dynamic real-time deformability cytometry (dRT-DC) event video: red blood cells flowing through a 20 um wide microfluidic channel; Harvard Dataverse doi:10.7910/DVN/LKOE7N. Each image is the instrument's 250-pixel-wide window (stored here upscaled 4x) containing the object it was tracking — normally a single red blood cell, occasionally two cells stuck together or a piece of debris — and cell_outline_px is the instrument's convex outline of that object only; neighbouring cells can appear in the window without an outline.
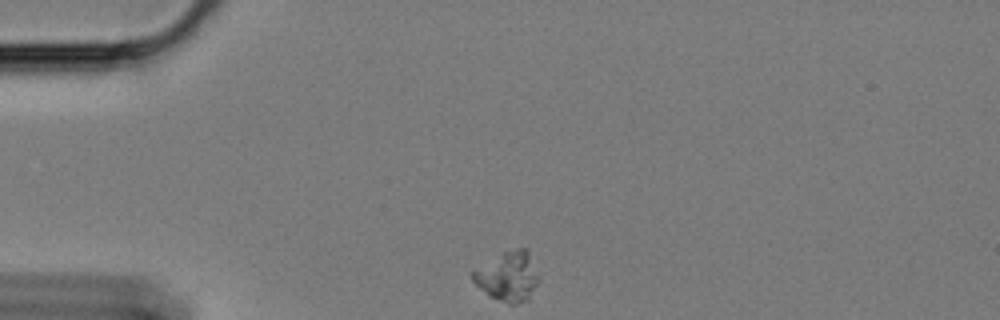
{"species": "Egyptian fruit bat (a non-hibernating species)", "species_latin": "Rousettus aegyptiacus", "temperature_condition": "cold", "stored_images_in_passage": 47, "camera_frame_rate_fps": 3000, "um_per_image_px": 0.085, "animal": {"sex": "female"}, "frame": {"image": 1, "passage_image": 1, "time_ms": 0.0, "image_size_px": [1000, 320], "cell_outline_px": [[536, 284], [528, 300], [516, 304], [508, 304], [492, 296], [480, 288], [472, 280], [472, 272], [504, 252], [520, 248], [528, 248], [536, 276]], "centroid_in_image_um": [43.17, 23.51], "position_along_channel_um": 41.8, "area_um2": 18.09}}
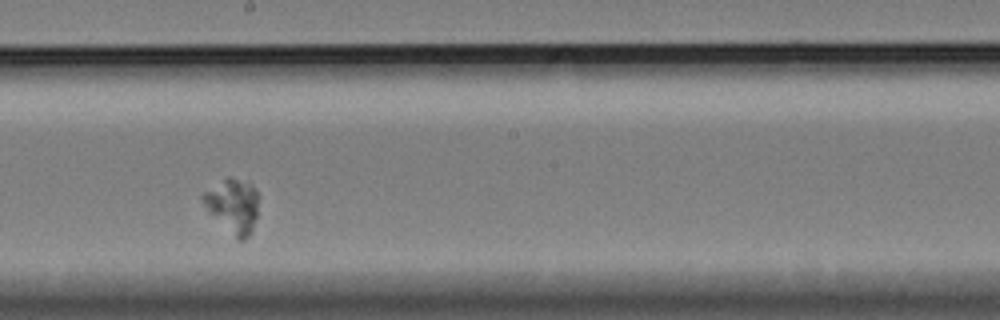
{"frame": {"image": 2, "passage_image": 21, "time_ms": 6.667, "image_size_px": [1000, 320], "cell_outline_px": [[260, 196], [256, 216], [252, 232], [244, 240], [236, 240], [208, 212], [200, 196], [204, 192], [228, 176], [248, 184], [256, 188]], "centroid_in_image_um": [19.81, 17.53], "position_along_channel_um": 228.4, "area_um2": 17.63}}
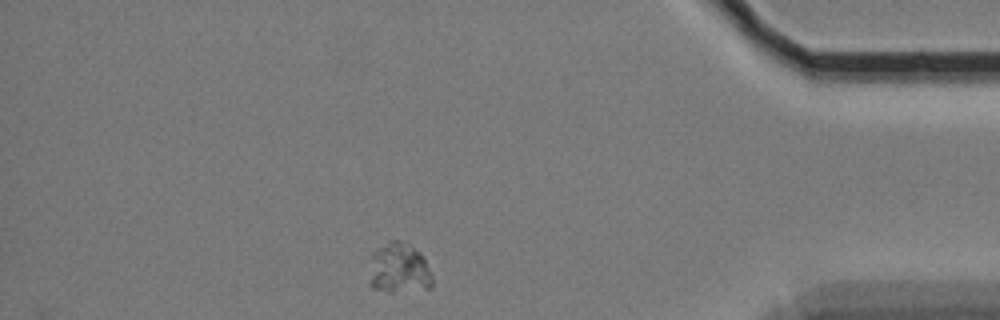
{"frame": {"image": 3, "passage_image": 40, "time_ms": 13.0, "image_size_px": [1000, 320], "cell_outline_px": [[432, 288], [392, 292], [388, 292], [372, 288], [368, 284], [372, 252], [388, 240], [400, 240], [408, 244], [420, 252], [432, 272]], "centroid_in_image_um": [33.9, 22.81], "position_along_channel_um": 401.3, "area_um2": 18.84}}